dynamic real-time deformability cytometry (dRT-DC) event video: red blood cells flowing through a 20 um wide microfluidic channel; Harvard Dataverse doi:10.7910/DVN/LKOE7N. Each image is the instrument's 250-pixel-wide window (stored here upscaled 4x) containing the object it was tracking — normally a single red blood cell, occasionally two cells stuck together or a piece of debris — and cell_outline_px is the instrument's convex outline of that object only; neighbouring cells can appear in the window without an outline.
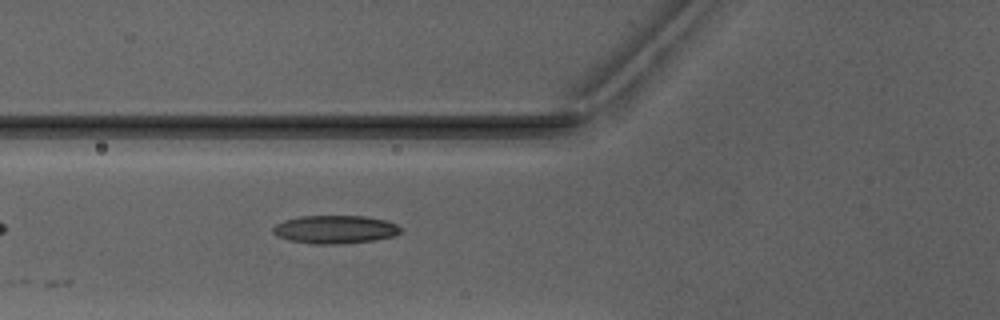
{"species": "Egyptian fruit bat (a non-hibernating species)", "species_latin": "Rousettus aegyptiacus", "temperature_condition": "warm", "stored_images_in_passage": 6, "camera_frame_rate_fps": 3000, "um_per_image_px": 0.085, "animal": {"sex": "male"}, "frame": {"image": 1, "passage_image": 6, "time_ms": 6.0, "image_size_px": [1000, 320], "cell_outline_px": [[404, 228], [400, 232], [392, 236], [376, 240], [336, 244], [316, 244], [288, 240], [276, 236], [272, 232], [272, 228], [276, 224], [284, 220], [300, 216], [364, 216], [388, 220]], "centroid_in_image_um": [28.48, 19.5], "position_along_channel_um": 97.3, "area_um2": 21.1}}